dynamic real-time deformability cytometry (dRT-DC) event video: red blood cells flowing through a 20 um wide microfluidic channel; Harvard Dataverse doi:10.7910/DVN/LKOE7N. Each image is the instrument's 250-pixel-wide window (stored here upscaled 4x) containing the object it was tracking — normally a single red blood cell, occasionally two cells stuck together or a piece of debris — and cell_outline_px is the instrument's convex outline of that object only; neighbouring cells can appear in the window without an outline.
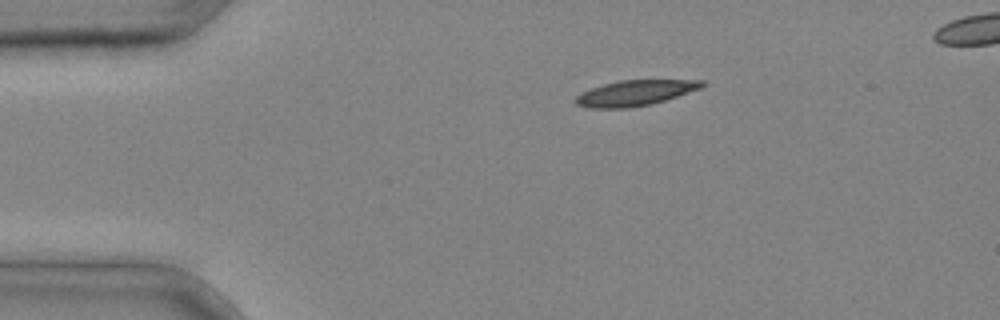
{"species": "common noctule bat (a hibernating species)", "species_latin": "Nyctalus noctula", "temperature_condition": "cold", "stored_images_in_passage": 4, "camera_frame_rate_fps": 3000, "um_per_image_px": 0.085, "animal": {"sex": "male", "body_mass_g": 20.4}, "frame": {"image": 1, "passage_image": 4, "time_ms": 1.0, "image_size_px": [1000, 320], "cell_outline_px": [[704, 84], [700, 88], [652, 104], [628, 108], [588, 108], [576, 104], [576, 96], [580, 92], [604, 84], [620, 80], [704, 80]], "centroid_in_image_um": [53.94, 7.9], "position_along_channel_um": 31.1, "area_um2": 18.55}}